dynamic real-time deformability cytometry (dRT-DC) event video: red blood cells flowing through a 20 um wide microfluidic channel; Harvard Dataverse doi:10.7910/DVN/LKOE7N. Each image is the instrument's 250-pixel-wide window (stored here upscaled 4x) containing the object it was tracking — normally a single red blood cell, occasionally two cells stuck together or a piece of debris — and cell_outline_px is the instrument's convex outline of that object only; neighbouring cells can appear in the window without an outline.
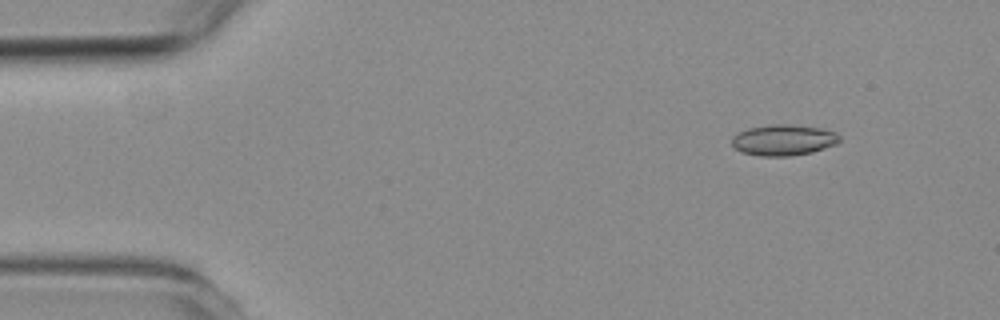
{"species": "common noctule bat (a hibernating species)", "species_latin": "Nyctalus noctula", "temperature_condition": "room temperature", "stored_images_in_passage": 5, "segment_of_instrument_passage": [1, 2], "camera_frame_rate_fps": 3000, "um_per_image_px": 0.085, "animal": {"sex": "female", "body_mass_g": 19.3, "forearm_length_mm": 54.1}, "frame": {"image": 1, "passage_image": 1, "time_ms": 0.0, "image_size_px": [1000, 320], "cell_outline_px": [[840, 140], [836, 144], [812, 152], [788, 156], [760, 156], [740, 152], [732, 144], [732, 136], [748, 128], [772, 124], [788, 124], [820, 128], [836, 132], [840, 136]], "centroid_in_image_um": [66.59, 11.9], "position_along_channel_um": 18.4, "area_um2": 19.36}}